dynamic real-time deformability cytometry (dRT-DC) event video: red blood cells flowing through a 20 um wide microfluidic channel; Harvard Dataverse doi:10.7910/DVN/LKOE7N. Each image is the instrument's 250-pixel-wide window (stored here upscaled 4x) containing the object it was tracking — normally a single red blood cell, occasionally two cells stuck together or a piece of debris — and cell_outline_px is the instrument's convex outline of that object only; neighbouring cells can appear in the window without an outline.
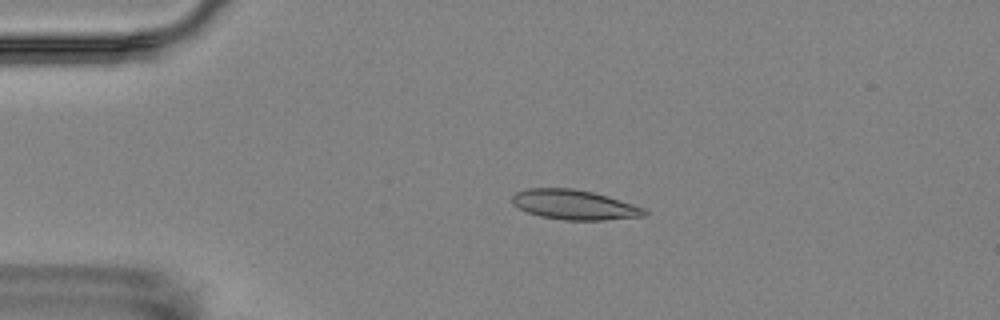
{"species": "Egyptian fruit bat (a non-hibernating species)", "species_latin": "Rousettus aegyptiacus", "temperature_condition": "room temperature", "stored_images_in_passage": 4, "camera_frame_rate_fps": 3000, "um_per_image_px": 0.085, "animal": {"sex": "female"}, "frame": {"image": 1, "passage_image": 3, "time_ms": 2.333, "image_size_px": [1000, 320], "cell_outline_px": [[648, 212], [644, 216], [604, 220], [564, 220], [540, 216], [528, 212], [512, 204], [512, 196], [516, 192], [528, 188], [572, 188], [592, 192], [608, 196], [644, 208]], "centroid_in_image_um": [48.8, 17.4], "position_along_channel_um": 36.2, "area_um2": 22.83}}